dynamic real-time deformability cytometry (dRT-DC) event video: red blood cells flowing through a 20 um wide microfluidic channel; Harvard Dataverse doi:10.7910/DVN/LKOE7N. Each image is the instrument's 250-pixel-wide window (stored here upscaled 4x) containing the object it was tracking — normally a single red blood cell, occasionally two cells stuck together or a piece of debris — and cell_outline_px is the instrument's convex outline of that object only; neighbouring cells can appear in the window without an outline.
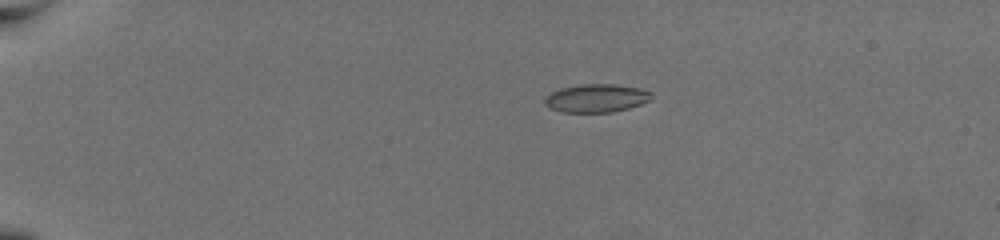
{"species": "common noctule bat (a hibernating species)", "species_latin": "Nyctalus noctula", "temperature_condition": "warm", "stored_images_in_passage": 8, "camera_frame_rate_fps": 3000, "um_per_image_px": 0.085, "animal": {"sex": "female", "body_mass_g": 19.5, "forearm_length_mm": 54.1}, "frame": {"image": 1, "passage_image": 1, "time_ms": 0.0, "image_size_px": [1000, 240], "cell_outline_px": [[652, 100], [628, 108], [612, 112], [564, 112], [552, 108], [544, 104], [544, 100], [552, 92], [560, 88], [580, 84], [616, 84], [640, 88], [652, 92]], "centroid_in_image_um": [50.73, 8.33], "position_along_channel_um": 34.3, "area_um2": 17.51}}